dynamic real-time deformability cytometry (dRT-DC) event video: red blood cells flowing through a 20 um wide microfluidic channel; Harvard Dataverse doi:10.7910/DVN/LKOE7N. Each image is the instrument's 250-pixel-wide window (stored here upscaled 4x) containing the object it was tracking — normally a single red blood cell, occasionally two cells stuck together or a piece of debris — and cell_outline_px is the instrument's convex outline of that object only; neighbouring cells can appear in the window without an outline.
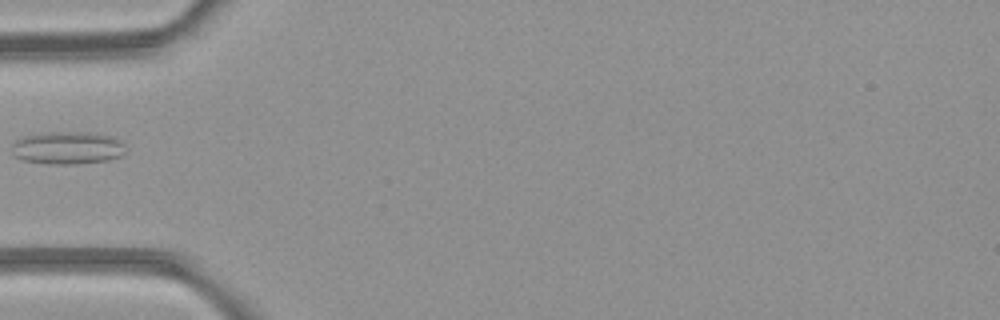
{"species": "common noctule bat (a hibernating species)", "species_latin": "Nyctalus noctula", "temperature_condition": "room temperature", "stored_images_in_passage": 2, "camera_frame_rate_fps": 3000, "um_per_image_px": 0.085, "animal": {"sex": "female", "body_mass_g": 21.9}, "frame": {"image": 1, "passage_image": 2, "time_ms": 1.333, "image_size_px": [1000, 320], "cell_outline_px": [[124, 152], [120, 156], [108, 160], [76, 164], [48, 164], [20, 160], [12, 156], [12, 144], [20, 136], [44, 132], [92, 132], [112, 136], [120, 140], [124, 144]], "centroid_in_image_um": [5.69, 12.56], "position_along_channel_um": 79.3, "area_um2": 22.14}}